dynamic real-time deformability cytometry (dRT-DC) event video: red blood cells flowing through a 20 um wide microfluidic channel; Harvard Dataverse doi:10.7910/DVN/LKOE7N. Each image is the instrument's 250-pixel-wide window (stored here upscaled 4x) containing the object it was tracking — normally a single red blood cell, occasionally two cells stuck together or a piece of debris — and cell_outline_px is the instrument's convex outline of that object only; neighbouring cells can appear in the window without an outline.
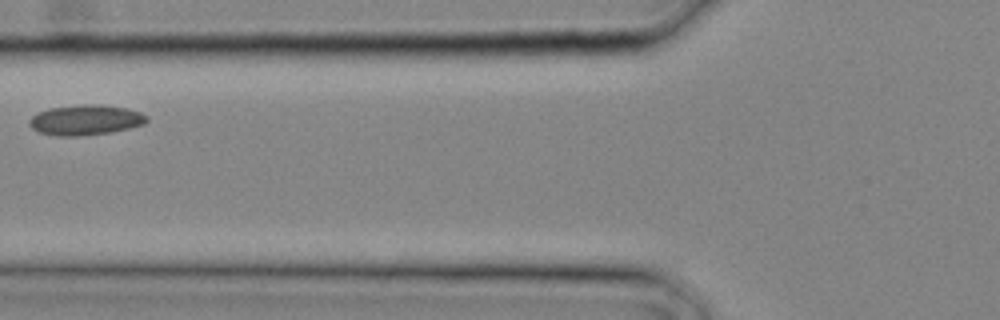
{"species": "common noctule bat (a hibernating species)", "species_latin": "Nyctalus noctula", "temperature_condition": "cold", "stored_images_in_passage": 4, "camera_frame_rate_fps": 3000, "um_per_image_px": 0.085, "animal": {"sex": "male", "body_mass_g": 20.4}, "frame": {"image": 1, "passage_image": 4, "time_ms": 1.0, "image_size_px": [1000, 320], "cell_outline_px": [[148, 120], [144, 124], [112, 132], [80, 136], [56, 136], [40, 132], [32, 128], [28, 124], [28, 120], [36, 112], [48, 108], [84, 104], [100, 104], [124, 108], [140, 112], [148, 116]], "centroid_in_image_um": [7.24, 10.19], "position_along_channel_um": 118.6, "area_um2": 20.81}}